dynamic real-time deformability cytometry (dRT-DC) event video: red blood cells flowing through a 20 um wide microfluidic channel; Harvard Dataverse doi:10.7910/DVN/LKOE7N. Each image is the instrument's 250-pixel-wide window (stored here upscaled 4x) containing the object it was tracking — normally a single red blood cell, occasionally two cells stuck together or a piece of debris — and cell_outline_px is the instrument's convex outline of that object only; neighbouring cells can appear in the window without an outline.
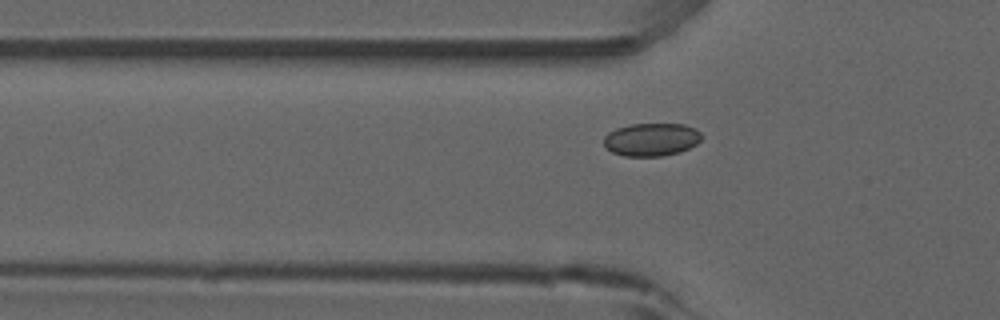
{"species": "common noctule bat (a hibernating species)", "species_latin": "Nyctalus noctula", "temperature_condition": "room temperature", "stored_images_in_passage": 47, "camera_frame_rate_fps": 3000, "um_per_image_px": 0.085, "animal": {"sex": "male", "forearm_length_mm": 52.5}, "frame": {"image": 1, "passage_image": 16, "time_ms": 5.0, "image_size_px": [1000, 320], "cell_outline_px": [[704, 136], [696, 144], [680, 152], [660, 156], [624, 156], [612, 152], [604, 144], [604, 136], [608, 132], [616, 128], [628, 124], [684, 124], [696, 128]], "centroid_in_image_um": [55.38, 11.85], "position_along_channel_um": 70.4, "area_um2": 18.9}}
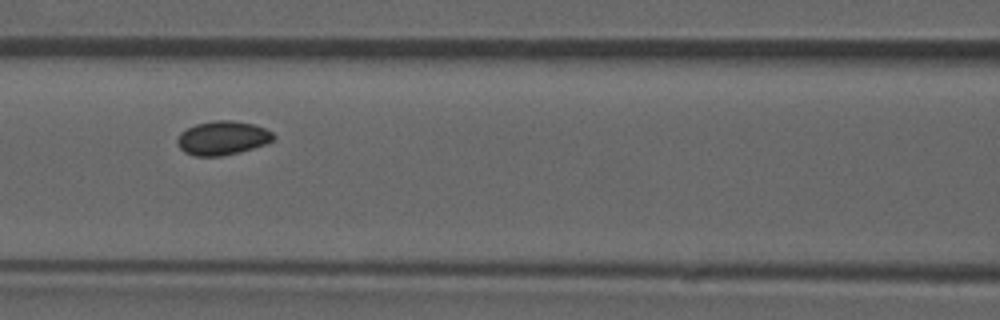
{"frame": {"image": 2, "passage_image": 22, "time_ms": 7.0, "image_size_px": [1000, 320], "cell_outline_px": [[276, 136], [272, 140], [264, 144], [240, 152], [220, 156], [196, 156], [184, 152], [180, 148], [176, 140], [180, 132], [196, 124], [216, 120], [232, 120], [256, 124], [272, 132]], "centroid_in_image_um": [18.91, 11.72], "position_along_channel_um": 147.7, "area_um2": 18.96}}
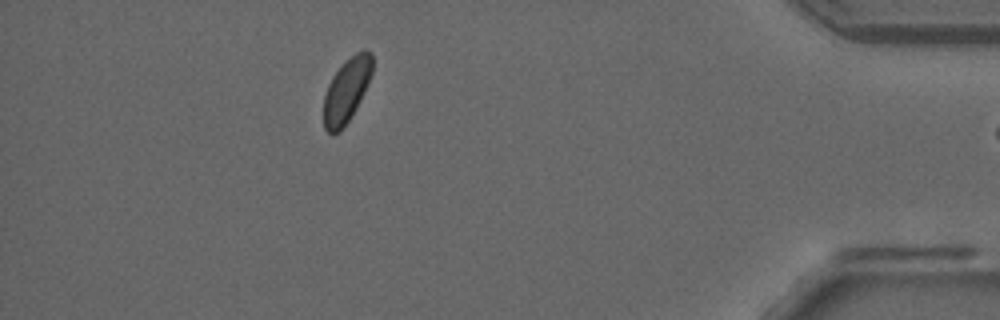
{"frame": {"image": 3, "passage_image": 46, "time_ms": 15.0, "image_size_px": [1000, 320], "cell_outline_px": [[372, 72], [368, 84], [360, 100], [344, 128], [340, 132], [328, 132], [324, 128], [324, 96], [328, 84], [332, 76], [356, 52], [364, 48], [372, 52]], "centroid_in_image_um": [29.47, 7.68], "position_along_channel_um": 405.7, "area_um2": 17.92}}